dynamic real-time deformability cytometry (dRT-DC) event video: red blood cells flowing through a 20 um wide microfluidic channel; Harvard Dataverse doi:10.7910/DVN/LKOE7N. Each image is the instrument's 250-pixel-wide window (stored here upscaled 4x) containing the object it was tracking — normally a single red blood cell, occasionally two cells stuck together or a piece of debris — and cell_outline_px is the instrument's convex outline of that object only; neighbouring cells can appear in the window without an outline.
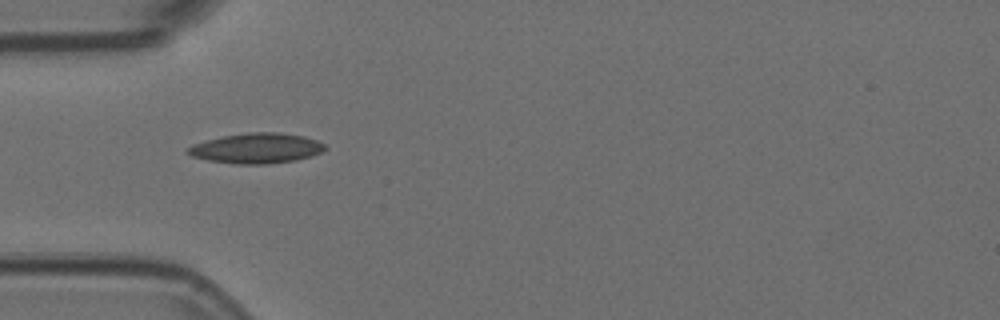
{"species": "Egyptian fruit bat (a non-hibernating species)", "species_latin": "Rousettus aegyptiacus", "temperature_condition": "room temperature", "stored_images_in_passage": 6, "camera_frame_rate_fps": 3000, "um_per_image_px": 0.085, "animal": {"sex": "female"}, "frame": {"image": 1, "passage_image": 5, "time_ms": 1.333, "image_size_px": [1000, 320], "cell_outline_px": [[328, 148], [320, 152], [296, 160], [268, 164], [236, 164], [208, 160], [192, 156], [184, 152], [184, 148], [192, 144], [224, 136], [248, 132], [280, 132], [304, 136], [316, 140], [324, 144]], "centroid_in_image_um": [21.77, 12.6], "position_along_channel_um": 63.2, "area_um2": 24.16}}
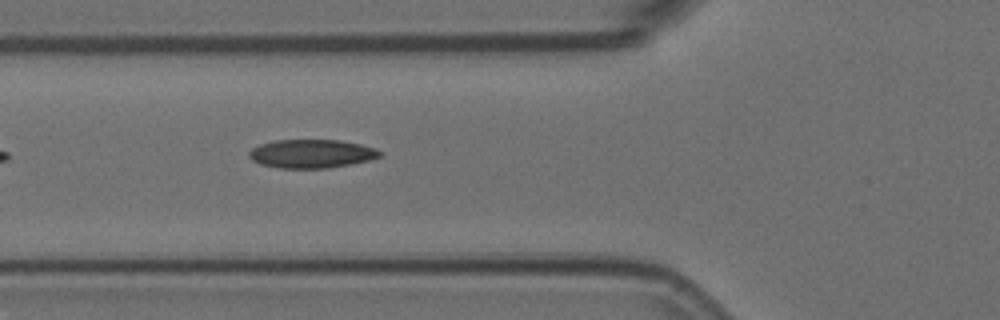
{"frame": {"image": 2, "passage_image": 6, "time_ms": 1.667, "image_size_px": [1000, 320], "cell_outline_px": [[380, 156], [368, 160], [328, 168], [280, 168], [260, 164], [252, 160], [248, 156], [248, 152], [252, 148], [260, 144], [276, 140], [340, 140], [360, 144], [376, 148], [380, 152]], "centroid_in_image_um": [26.44, 13.06], "position_along_channel_um": 99.4, "area_um2": 21.62}}